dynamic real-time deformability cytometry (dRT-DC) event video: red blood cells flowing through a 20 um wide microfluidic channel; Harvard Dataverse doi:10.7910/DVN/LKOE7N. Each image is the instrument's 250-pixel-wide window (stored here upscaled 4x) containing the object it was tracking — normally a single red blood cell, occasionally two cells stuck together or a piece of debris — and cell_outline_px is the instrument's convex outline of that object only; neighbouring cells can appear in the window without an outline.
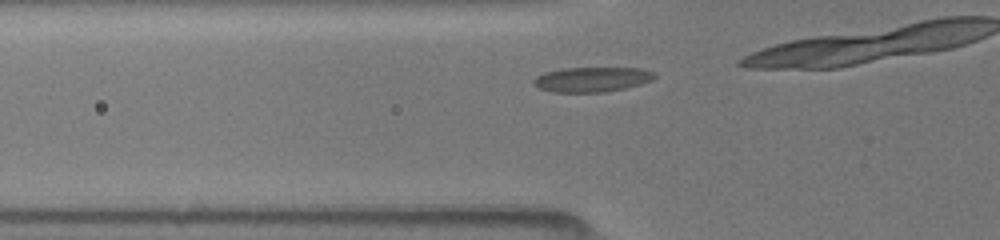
{"species": "common noctule bat (a hibernating species)", "species_latin": "Nyctalus noctula", "temperature_condition": "room temperature", "stored_images_in_passage": 5, "camera_frame_rate_fps": 3000, "um_per_image_px": 0.085, "animal": {"sex": "female", "body_mass_g": 19.5, "forearm_length_mm": 54.1}, "frame": {"image": 1, "passage_image": 2, "time_ms": 0.333, "image_size_px": [1000, 240], "cell_outline_px": [[656, 76], [652, 80], [640, 84], [624, 88], [604, 92], [552, 92], [540, 88], [532, 84], [532, 80], [536, 76], [544, 72], [564, 68], [640, 68], [656, 72]], "centroid_in_image_um": [50.3, 6.74], "position_along_channel_um": 75.5, "area_um2": 17.57}}